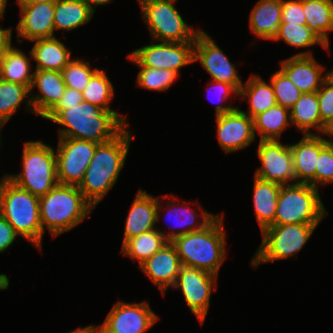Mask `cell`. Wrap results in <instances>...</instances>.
Here are the masks:
<instances>
[{
    "mask_svg": "<svg viewBox=\"0 0 333 333\" xmlns=\"http://www.w3.org/2000/svg\"><path fill=\"white\" fill-rule=\"evenodd\" d=\"M159 320L148 301L129 303L119 300L107 314L100 333H145Z\"/></svg>",
    "mask_w": 333,
    "mask_h": 333,
    "instance_id": "13",
    "label": "cell"
},
{
    "mask_svg": "<svg viewBox=\"0 0 333 333\" xmlns=\"http://www.w3.org/2000/svg\"><path fill=\"white\" fill-rule=\"evenodd\" d=\"M319 110L321 116V134L324 135L326 127L333 120V75L322 83L317 91Z\"/></svg>",
    "mask_w": 333,
    "mask_h": 333,
    "instance_id": "40",
    "label": "cell"
},
{
    "mask_svg": "<svg viewBox=\"0 0 333 333\" xmlns=\"http://www.w3.org/2000/svg\"><path fill=\"white\" fill-rule=\"evenodd\" d=\"M19 235L10 223L0 214V253H4L14 244Z\"/></svg>",
    "mask_w": 333,
    "mask_h": 333,
    "instance_id": "44",
    "label": "cell"
},
{
    "mask_svg": "<svg viewBox=\"0 0 333 333\" xmlns=\"http://www.w3.org/2000/svg\"><path fill=\"white\" fill-rule=\"evenodd\" d=\"M7 3H8V0H0V20H2L5 15Z\"/></svg>",
    "mask_w": 333,
    "mask_h": 333,
    "instance_id": "51",
    "label": "cell"
},
{
    "mask_svg": "<svg viewBox=\"0 0 333 333\" xmlns=\"http://www.w3.org/2000/svg\"><path fill=\"white\" fill-rule=\"evenodd\" d=\"M177 0H145L139 3L141 19L150 31L151 40L161 42H195L202 30L188 25L176 8Z\"/></svg>",
    "mask_w": 333,
    "mask_h": 333,
    "instance_id": "9",
    "label": "cell"
},
{
    "mask_svg": "<svg viewBox=\"0 0 333 333\" xmlns=\"http://www.w3.org/2000/svg\"><path fill=\"white\" fill-rule=\"evenodd\" d=\"M139 72L136 78V84L139 88L150 91H166L176 81L179 75L168 69L137 66Z\"/></svg>",
    "mask_w": 333,
    "mask_h": 333,
    "instance_id": "37",
    "label": "cell"
},
{
    "mask_svg": "<svg viewBox=\"0 0 333 333\" xmlns=\"http://www.w3.org/2000/svg\"><path fill=\"white\" fill-rule=\"evenodd\" d=\"M324 135L330 136L329 139L330 141H333V120L332 122L326 127ZM332 137V138H331Z\"/></svg>",
    "mask_w": 333,
    "mask_h": 333,
    "instance_id": "52",
    "label": "cell"
},
{
    "mask_svg": "<svg viewBox=\"0 0 333 333\" xmlns=\"http://www.w3.org/2000/svg\"><path fill=\"white\" fill-rule=\"evenodd\" d=\"M17 4H40L44 2H55L56 0H16Z\"/></svg>",
    "mask_w": 333,
    "mask_h": 333,
    "instance_id": "50",
    "label": "cell"
},
{
    "mask_svg": "<svg viewBox=\"0 0 333 333\" xmlns=\"http://www.w3.org/2000/svg\"><path fill=\"white\" fill-rule=\"evenodd\" d=\"M67 333H100L99 325H87L85 327L76 328Z\"/></svg>",
    "mask_w": 333,
    "mask_h": 333,
    "instance_id": "47",
    "label": "cell"
},
{
    "mask_svg": "<svg viewBox=\"0 0 333 333\" xmlns=\"http://www.w3.org/2000/svg\"><path fill=\"white\" fill-rule=\"evenodd\" d=\"M257 155L261 163L254 177L280 185L294 184L293 155L282 141H259Z\"/></svg>",
    "mask_w": 333,
    "mask_h": 333,
    "instance_id": "14",
    "label": "cell"
},
{
    "mask_svg": "<svg viewBox=\"0 0 333 333\" xmlns=\"http://www.w3.org/2000/svg\"><path fill=\"white\" fill-rule=\"evenodd\" d=\"M181 263L175 246L168 242L139 266L162 295L175 284Z\"/></svg>",
    "mask_w": 333,
    "mask_h": 333,
    "instance_id": "20",
    "label": "cell"
},
{
    "mask_svg": "<svg viewBox=\"0 0 333 333\" xmlns=\"http://www.w3.org/2000/svg\"><path fill=\"white\" fill-rule=\"evenodd\" d=\"M23 102L26 103V109L34 113L30 89L25 85L0 79V122L7 123Z\"/></svg>",
    "mask_w": 333,
    "mask_h": 333,
    "instance_id": "34",
    "label": "cell"
},
{
    "mask_svg": "<svg viewBox=\"0 0 333 333\" xmlns=\"http://www.w3.org/2000/svg\"><path fill=\"white\" fill-rule=\"evenodd\" d=\"M58 139L55 149L58 183L79 186L98 144L66 137Z\"/></svg>",
    "mask_w": 333,
    "mask_h": 333,
    "instance_id": "11",
    "label": "cell"
},
{
    "mask_svg": "<svg viewBox=\"0 0 333 333\" xmlns=\"http://www.w3.org/2000/svg\"><path fill=\"white\" fill-rule=\"evenodd\" d=\"M83 101L82 93L66 87L64 94L62 95L60 101L53 109H68L72 108L74 105H78Z\"/></svg>",
    "mask_w": 333,
    "mask_h": 333,
    "instance_id": "45",
    "label": "cell"
},
{
    "mask_svg": "<svg viewBox=\"0 0 333 333\" xmlns=\"http://www.w3.org/2000/svg\"><path fill=\"white\" fill-rule=\"evenodd\" d=\"M8 180H9L8 173L4 174V176L0 179V208H1L3 190H4L5 185L7 184Z\"/></svg>",
    "mask_w": 333,
    "mask_h": 333,
    "instance_id": "49",
    "label": "cell"
},
{
    "mask_svg": "<svg viewBox=\"0 0 333 333\" xmlns=\"http://www.w3.org/2000/svg\"><path fill=\"white\" fill-rule=\"evenodd\" d=\"M224 213L204 229L175 238V246L181 266L201 269L219 277L221 265L226 259V232Z\"/></svg>",
    "mask_w": 333,
    "mask_h": 333,
    "instance_id": "3",
    "label": "cell"
},
{
    "mask_svg": "<svg viewBox=\"0 0 333 333\" xmlns=\"http://www.w3.org/2000/svg\"><path fill=\"white\" fill-rule=\"evenodd\" d=\"M193 61H199L212 80L233 85L240 92L244 83L236 70V65L203 29L195 39Z\"/></svg>",
    "mask_w": 333,
    "mask_h": 333,
    "instance_id": "15",
    "label": "cell"
},
{
    "mask_svg": "<svg viewBox=\"0 0 333 333\" xmlns=\"http://www.w3.org/2000/svg\"><path fill=\"white\" fill-rule=\"evenodd\" d=\"M281 185L254 177L253 207L260 231L274 223Z\"/></svg>",
    "mask_w": 333,
    "mask_h": 333,
    "instance_id": "26",
    "label": "cell"
},
{
    "mask_svg": "<svg viewBox=\"0 0 333 333\" xmlns=\"http://www.w3.org/2000/svg\"><path fill=\"white\" fill-rule=\"evenodd\" d=\"M194 44L152 40L148 45L133 50L127 57L136 66L168 69L179 75L181 68L194 63Z\"/></svg>",
    "mask_w": 333,
    "mask_h": 333,
    "instance_id": "10",
    "label": "cell"
},
{
    "mask_svg": "<svg viewBox=\"0 0 333 333\" xmlns=\"http://www.w3.org/2000/svg\"><path fill=\"white\" fill-rule=\"evenodd\" d=\"M328 214L319 189L308 183L286 184L281 185L272 225L320 224Z\"/></svg>",
    "mask_w": 333,
    "mask_h": 333,
    "instance_id": "7",
    "label": "cell"
},
{
    "mask_svg": "<svg viewBox=\"0 0 333 333\" xmlns=\"http://www.w3.org/2000/svg\"><path fill=\"white\" fill-rule=\"evenodd\" d=\"M319 224L270 225L261 234V241L250 260L253 269L260 264L289 259L295 256L307 244Z\"/></svg>",
    "mask_w": 333,
    "mask_h": 333,
    "instance_id": "8",
    "label": "cell"
},
{
    "mask_svg": "<svg viewBox=\"0 0 333 333\" xmlns=\"http://www.w3.org/2000/svg\"><path fill=\"white\" fill-rule=\"evenodd\" d=\"M4 125H6V123H4V122H0V147H1V145H2V144H1V143H2V142H1V141H2V140H1V139H2V137H1V130L3 129Z\"/></svg>",
    "mask_w": 333,
    "mask_h": 333,
    "instance_id": "53",
    "label": "cell"
},
{
    "mask_svg": "<svg viewBox=\"0 0 333 333\" xmlns=\"http://www.w3.org/2000/svg\"><path fill=\"white\" fill-rule=\"evenodd\" d=\"M23 52L11 45L0 58V79L18 83L31 88L34 71L32 72V63Z\"/></svg>",
    "mask_w": 333,
    "mask_h": 333,
    "instance_id": "29",
    "label": "cell"
},
{
    "mask_svg": "<svg viewBox=\"0 0 333 333\" xmlns=\"http://www.w3.org/2000/svg\"><path fill=\"white\" fill-rule=\"evenodd\" d=\"M44 119L61 125L59 137L96 144L113 140L129 126L126 116L121 113L107 111L84 100L72 108L52 109Z\"/></svg>",
    "mask_w": 333,
    "mask_h": 333,
    "instance_id": "1",
    "label": "cell"
},
{
    "mask_svg": "<svg viewBox=\"0 0 333 333\" xmlns=\"http://www.w3.org/2000/svg\"><path fill=\"white\" fill-rule=\"evenodd\" d=\"M255 136L259 141H280L285 129L292 125L290 110L278 104L253 118Z\"/></svg>",
    "mask_w": 333,
    "mask_h": 333,
    "instance_id": "31",
    "label": "cell"
},
{
    "mask_svg": "<svg viewBox=\"0 0 333 333\" xmlns=\"http://www.w3.org/2000/svg\"><path fill=\"white\" fill-rule=\"evenodd\" d=\"M20 20L16 25L17 43L55 37V2L18 4Z\"/></svg>",
    "mask_w": 333,
    "mask_h": 333,
    "instance_id": "19",
    "label": "cell"
},
{
    "mask_svg": "<svg viewBox=\"0 0 333 333\" xmlns=\"http://www.w3.org/2000/svg\"><path fill=\"white\" fill-rule=\"evenodd\" d=\"M291 123L305 134H321V116L317 92L302 93L290 109ZM315 129L317 133L312 132Z\"/></svg>",
    "mask_w": 333,
    "mask_h": 333,
    "instance_id": "32",
    "label": "cell"
},
{
    "mask_svg": "<svg viewBox=\"0 0 333 333\" xmlns=\"http://www.w3.org/2000/svg\"><path fill=\"white\" fill-rule=\"evenodd\" d=\"M282 0H259L252 8L249 27L253 35L263 40H274L280 32Z\"/></svg>",
    "mask_w": 333,
    "mask_h": 333,
    "instance_id": "24",
    "label": "cell"
},
{
    "mask_svg": "<svg viewBox=\"0 0 333 333\" xmlns=\"http://www.w3.org/2000/svg\"><path fill=\"white\" fill-rule=\"evenodd\" d=\"M127 126L117 137L98 144L78 188L95 208L116 185L135 136Z\"/></svg>",
    "mask_w": 333,
    "mask_h": 333,
    "instance_id": "2",
    "label": "cell"
},
{
    "mask_svg": "<svg viewBox=\"0 0 333 333\" xmlns=\"http://www.w3.org/2000/svg\"><path fill=\"white\" fill-rule=\"evenodd\" d=\"M95 208L85 199L78 186L57 184L39 197L40 221L52 237L68 232L91 216Z\"/></svg>",
    "mask_w": 333,
    "mask_h": 333,
    "instance_id": "4",
    "label": "cell"
},
{
    "mask_svg": "<svg viewBox=\"0 0 333 333\" xmlns=\"http://www.w3.org/2000/svg\"><path fill=\"white\" fill-rule=\"evenodd\" d=\"M218 276L207 271L181 266L173 289H179L188 308L200 324L206 319L212 291H216Z\"/></svg>",
    "mask_w": 333,
    "mask_h": 333,
    "instance_id": "12",
    "label": "cell"
},
{
    "mask_svg": "<svg viewBox=\"0 0 333 333\" xmlns=\"http://www.w3.org/2000/svg\"><path fill=\"white\" fill-rule=\"evenodd\" d=\"M95 13L83 0H56L54 12L55 32L72 31L85 26Z\"/></svg>",
    "mask_w": 333,
    "mask_h": 333,
    "instance_id": "30",
    "label": "cell"
},
{
    "mask_svg": "<svg viewBox=\"0 0 333 333\" xmlns=\"http://www.w3.org/2000/svg\"><path fill=\"white\" fill-rule=\"evenodd\" d=\"M21 159L22 170L9 174L17 186L41 197L58 184L55 148L42 140L25 141Z\"/></svg>",
    "mask_w": 333,
    "mask_h": 333,
    "instance_id": "5",
    "label": "cell"
},
{
    "mask_svg": "<svg viewBox=\"0 0 333 333\" xmlns=\"http://www.w3.org/2000/svg\"><path fill=\"white\" fill-rule=\"evenodd\" d=\"M100 68H92L89 61L84 59L72 58L61 71L66 87L83 92L91 77Z\"/></svg>",
    "mask_w": 333,
    "mask_h": 333,
    "instance_id": "38",
    "label": "cell"
},
{
    "mask_svg": "<svg viewBox=\"0 0 333 333\" xmlns=\"http://www.w3.org/2000/svg\"><path fill=\"white\" fill-rule=\"evenodd\" d=\"M106 70L99 69L90 79L82 92L83 100L107 111L117 112L111 109L110 103L114 99L115 90L113 83L106 74Z\"/></svg>",
    "mask_w": 333,
    "mask_h": 333,
    "instance_id": "35",
    "label": "cell"
},
{
    "mask_svg": "<svg viewBox=\"0 0 333 333\" xmlns=\"http://www.w3.org/2000/svg\"><path fill=\"white\" fill-rule=\"evenodd\" d=\"M330 141L322 134H305L296 143H291L293 171L296 183H308L315 187V169L320 150Z\"/></svg>",
    "mask_w": 333,
    "mask_h": 333,
    "instance_id": "21",
    "label": "cell"
},
{
    "mask_svg": "<svg viewBox=\"0 0 333 333\" xmlns=\"http://www.w3.org/2000/svg\"><path fill=\"white\" fill-rule=\"evenodd\" d=\"M306 25L302 0H282V22Z\"/></svg>",
    "mask_w": 333,
    "mask_h": 333,
    "instance_id": "43",
    "label": "cell"
},
{
    "mask_svg": "<svg viewBox=\"0 0 333 333\" xmlns=\"http://www.w3.org/2000/svg\"><path fill=\"white\" fill-rule=\"evenodd\" d=\"M284 41L286 44L294 48H309L314 45H321V47L328 51L329 49L325 44L307 27V25H298L294 23H281L280 32L273 41Z\"/></svg>",
    "mask_w": 333,
    "mask_h": 333,
    "instance_id": "36",
    "label": "cell"
},
{
    "mask_svg": "<svg viewBox=\"0 0 333 333\" xmlns=\"http://www.w3.org/2000/svg\"><path fill=\"white\" fill-rule=\"evenodd\" d=\"M269 81L275 93L276 103L289 110L303 93L280 69L270 76Z\"/></svg>",
    "mask_w": 333,
    "mask_h": 333,
    "instance_id": "39",
    "label": "cell"
},
{
    "mask_svg": "<svg viewBox=\"0 0 333 333\" xmlns=\"http://www.w3.org/2000/svg\"><path fill=\"white\" fill-rule=\"evenodd\" d=\"M208 83H209V86H207L208 95L213 90L212 94L214 92L216 94V95H214V97L216 99L218 98L216 100V102L218 101V104L215 106L216 107L215 108V114H216L215 116L222 115V114H225V113H230L234 109L239 108L238 106L235 107V106H231V105H224V104L221 103V102H225V104H226V102L229 99H231L234 94H235V98H237L236 96L239 97L240 92L233 85H230V84L225 83V82L214 81V80H211ZM212 101L214 102L213 99H212Z\"/></svg>",
    "mask_w": 333,
    "mask_h": 333,
    "instance_id": "42",
    "label": "cell"
},
{
    "mask_svg": "<svg viewBox=\"0 0 333 333\" xmlns=\"http://www.w3.org/2000/svg\"><path fill=\"white\" fill-rule=\"evenodd\" d=\"M173 196V197H172ZM160 196H158V206H157V222L160 221L161 218V211L166 210L167 214H169V217L173 218L172 221H175L172 226L173 228H170L169 231L166 233L161 231V229L157 230L165 237V239L168 242H172L175 238L180 237L182 235L191 233V232H197L202 229H204L206 226H208L217 216L218 214H213L205 210L198 202L195 204L199 206L200 213L197 210H194L196 208H190L188 205L189 203L186 202H180L178 201L177 196H174L173 193H170L171 200H167L168 203H166L165 209H161L164 205L162 204L163 198L160 199ZM161 200V201H160ZM178 202L179 205H176ZM162 214L164 216L168 215ZM199 216L201 219V222L199 221ZM171 218V219H172ZM167 221V220H166ZM175 226V227H174ZM179 227V228H178ZM178 228V229H177ZM176 229V230H175Z\"/></svg>",
    "mask_w": 333,
    "mask_h": 333,
    "instance_id": "16",
    "label": "cell"
},
{
    "mask_svg": "<svg viewBox=\"0 0 333 333\" xmlns=\"http://www.w3.org/2000/svg\"><path fill=\"white\" fill-rule=\"evenodd\" d=\"M90 9L95 13V8L98 5H106L107 3L110 4L113 2V0H83ZM96 6V7H95Z\"/></svg>",
    "mask_w": 333,
    "mask_h": 333,
    "instance_id": "48",
    "label": "cell"
},
{
    "mask_svg": "<svg viewBox=\"0 0 333 333\" xmlns=\"http://www.w3.org/2000/svg\"><path fill=\"white\" fill-rule=\"evenodd\" d=\"M239 98L248 101V113L243 112L252 119L277 104L271 82L254 73L242 85Z\"/></svg>",
    "mask_w": 333,
    "mask_h": 333,
    "instance_id": "27",
    "label": "cell"
},
{
    "mask_svg": "<svg viewBox=\"0 0 333 333\" xmlns=\"http://www.w3.org/2000/svg\"><path fill=\"white\" fill-rule=\"evenodd\" d=\"M168 241L156 229L141 233L121 245L120 253L138 262V267L160 250Z\"/></svg>",
    "mask_w": 333,
    "mask_h": 333,
    "instance_id": "33",
    "label": "cell"
},
{
    "mask_svg": "<svg viewBox=\"0 0 333 333\" xmlns=\"http://www.w3.org/2000/svg\"><path fill=\"white\" fill-rule=\"evenodd\" d=\"M330 183H333V141H329L320 150L315 169V188Z\"/></svg>",
    "mask_w": 333,
    "mask_h": 333,
    "instance_id": "41",
    "label": "cell"
},
{
    "mask_svg": "<svg viewBox=\"0 0 333 333\" xmlns=\"http://www.w3.org/2000/svg\"><path fill=\"white\" fill-rule=\"evenodd\" d=\"M309 50L280 60L279 69L303 93L317 92L331 74V71H325L326 68L316 61L312 50Z\"/></svg>",
    "mask_w": 333,
    "mask_h": 333,
    "instance_id": "18",
    "label": "cell"
},
{
    "mask_svg": "<svg viewBox=\"0 0 333 333\" xmlns=\"http://www.w3.org/2000/svg\"><path fill=\"white\" fill-rule=\"evenodd\" d=\"M30 50L35 70L62 71L72 59V52L57 36L37 39Z\"/></svg>",
    "mask_w": 333,
    "mask_h": 333,
    "instance_id": "25",
    "label": "cell"
},
{
    "mask_svg": "<svg viewBox=\"0 0 333 333\" xmlns=\"http://www.w3.org/2000/svg\"><path fill=\"white\" fill-rule=\"evenodd\" d=\"M219 146L226 154L245 149L256 141L253 119L240 108L216 116Z\"/></svg>",
    "mask_w": 333,
    "mask_h": 333,
    "instance_id": "17",
    "label": "cell"
},
{
    "mask_svg": "<svg viewBox=\"0 0 333 333\" xmlns=\"http://www.w3.org/2000/svg\"><path fill=\"white\" fill-rule=\"evenodd\" d=\"M12 27L2 28L0 26V58L12 45Z\"/></svg>",
    "mask_w": 333,
    "mask_h": 333,
    "instance_id": "46",
    "label": "cell"
},
{
    "mask_svg": "<svg viewBox=\"0 0 333 333\" xmlns=\"http://www.w3.org/2000/svg\"><path fill=\"white\" fill-rule=\"evenodd\" d=\"M0 214L16 233L28 240L39 251L43 246L39 197L8 180L2 194Z\"/></svg>",
    "mask_w": 333,
    "mask_h": 333,
    "instance_id": "6",
    "label": "cell"
},
{
    "mask_svg": "<svg viewBox=\"0 0 333 333\" xmlns=\"http://www.w3.org/2000/svg\"><path fill=\"white\" fill-rule=\"evenodd\" d=\"M158 196L147 193L143 189L137 191L136 197L125 219L122 245L141 233L157 228Z\"/></svg>",
    "mask_w": 333,
    "mask_h": 333,
    "instance_id": "23",
    "label": "cell"
},
{
    "mask_svg": "<svg viewBox=\"0 0 333 333\" xmlns=\"http://www.w3.org/2000/svg\"><path fill=\"white\" fill-rule=\"evenodd\" d=\"M35 87L39 90V94L34 93ZM65 89L61 71L34 70L30 88L34 115L44 118L58 104Z\"/></svg>",
    "mask_w": 333,
    "mask_h": 333,
    "instance_id": "22",
    "label": "cell"
},
{
    "mask_svg": "<svg viewBox=\"0 0 333 333\" xmlns=\"http://www.w3.org/2000/svg\"><path fill=\"white\" fill-rule=\"evenodd\" d=\"M306 25L329 49L333 32V0H302Z\"/></svg>",
    "mask_w": 333,
    "mask_h": 333,
    "instance_id": "28",
    "label": "cell"
}]
</instances>
